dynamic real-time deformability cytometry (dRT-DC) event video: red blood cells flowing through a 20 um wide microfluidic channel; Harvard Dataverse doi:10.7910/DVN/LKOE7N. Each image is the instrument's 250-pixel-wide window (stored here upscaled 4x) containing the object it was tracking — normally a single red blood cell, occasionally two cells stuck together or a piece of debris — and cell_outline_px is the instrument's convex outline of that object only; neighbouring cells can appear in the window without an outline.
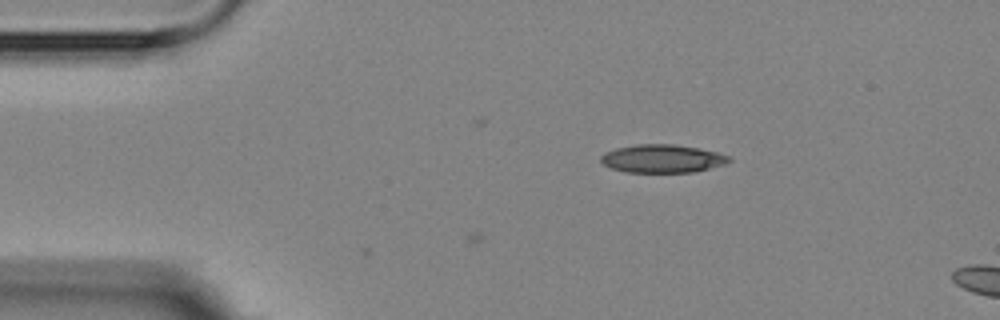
{"species": "Egyptian fruit bat (a non-hibernating species)", "species_latin": "Rousettus aegyptiacus", "temperature_condition": "room temperature", "stored_images_in_passage": 4, "camera_frame_rate_fps": 3000, "um_per_image_px": 0.085, "animal": {"sex": "female"}, "frame": {"image": 1, "passage_image": 4, "time_ms": 3.667, "image_size_px": [1000, 320], "cell_outline_px": [[732, 160], [724, 164], [692, 172], [624, 172], [612, 168], [604, 164], [600, 160], [600, 156], [604, 152], [616, 148], [636, 144], [672, 144], [700, 148], [716, 152], [728, 156]], "centroid_in_image_um": [56.26, 13.47], "position_along_channel_um": 28.7, "area_um2": 20.92}}